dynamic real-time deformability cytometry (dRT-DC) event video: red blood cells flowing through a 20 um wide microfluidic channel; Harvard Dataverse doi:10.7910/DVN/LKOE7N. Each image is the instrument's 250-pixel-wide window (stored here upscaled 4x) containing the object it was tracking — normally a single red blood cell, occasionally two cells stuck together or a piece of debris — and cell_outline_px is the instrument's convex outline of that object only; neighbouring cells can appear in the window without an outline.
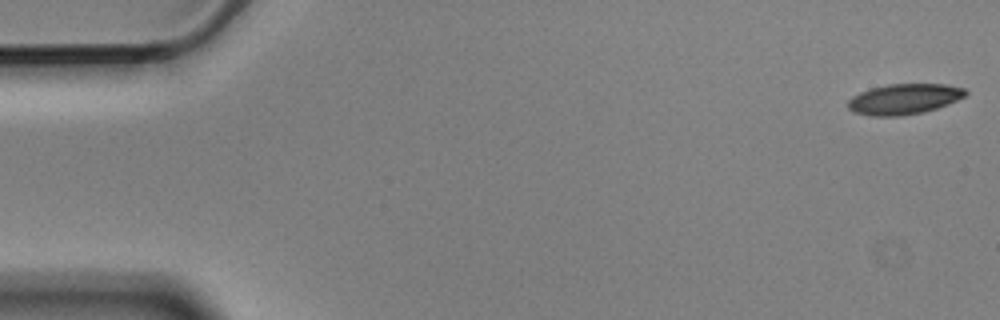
{"species": "Egyptian fruit bat (a non-hibernating species)", "species_latin": "Rousettus aegyptiacus", "temperature_condition": "cold", "stored_images_in_passage": 4, "camera_frame_rate_fps": 3000, "um_per_image_px": 0.085, "animal": {"sex": "male"}, "frame": {"image": 1, "passage_image": 1, "time_ms": 0.0, "image_size_px": [1000, 320], "cell_outline_px": [[968, 92], [964, 96], [948, 104], [924, 112], [900, 116], [872, 116], [852, 112], [848, 108], [848, 100], [852, 96], [860, 92], [872, 88], [888, 84], [948, 84], [964, 88]], "centroid_in_image_um": [76.83, 8.42], "position_along_channel_um": 8.2, "area_um2": 20.92}}
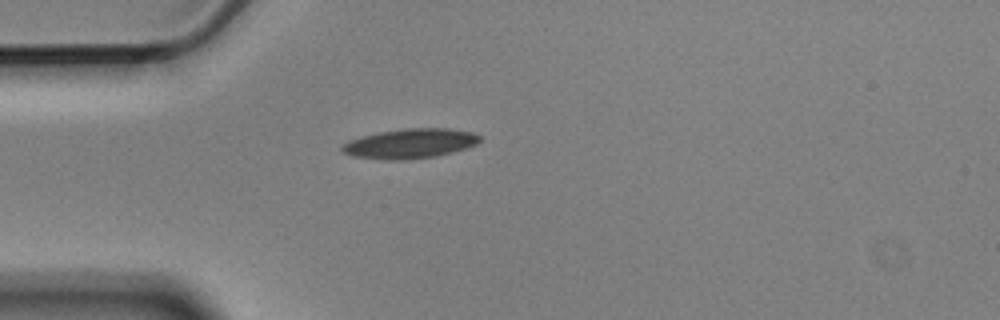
{"frame": {"image": 2, "passage_image": 4, "time_ms": 1.0, "image_size_px": [1000, 320], "cell_outline_px": [[480, 140], [476, 144], [468, 148], [436, 156], [404, 160], [388, 160], [352, 156], [344, 152], [340, 148], [348, 140], [380, 132], [404, 128], [448, 128], [472, 132], [480, 136]], "centroid_in_image_um": [34.88, 12.2], "position_along_channel_um": 50.1, "area_um2": 23.76}}